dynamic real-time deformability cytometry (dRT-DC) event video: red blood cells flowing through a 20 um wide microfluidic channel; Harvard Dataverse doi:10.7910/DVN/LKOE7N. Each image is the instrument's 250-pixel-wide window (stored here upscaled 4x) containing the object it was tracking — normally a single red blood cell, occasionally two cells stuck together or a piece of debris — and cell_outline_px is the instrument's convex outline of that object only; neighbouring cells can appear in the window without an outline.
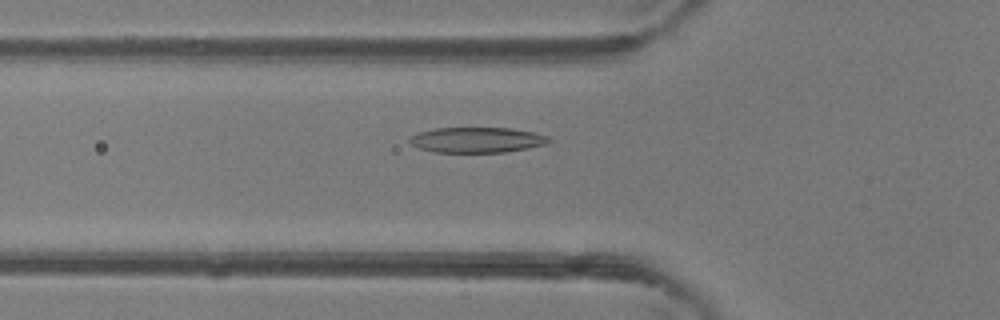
{"species": "common noctule bat (a hibernating species)", "species_latin": "Nyctalus noctula", "temperature_condition": "room temperature", "stored_images_in_passage": 43, "camera_frame_rate_fps": 3000, "um_per_image_px": 0.085, "animal": {"sex": "female"}, "frame": {"image": 1, "passage_image": 12, "time_ms": 3.667, "image_size_px": [1000, 320], "cell_outline_px": [[552, 140], [544, 144], [528, 148], [504, 152], [436, 152], [420, 148], [412, 144], [408, 140], [408, 136], [420, 132], [436, 128], [512, 128], [532, 132], [548, 136]], "centroid_in_image_um": [40.53, 11.89], "position_along_channel_um": 85.3, "area_um2": 20.46}}
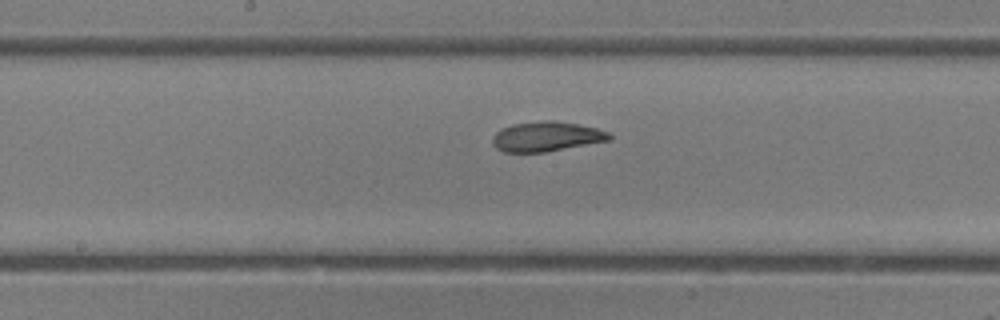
{"frame": {"image": 2, "passage_image": 20, "time_ms": 6.333, "image_size_px": [1000, 320], "cell_outline_px": [[612, 140], [544, 152], [504, 152], [496, 148], [492, 144], [492, 136], [500, 128], [512, 124], [544, 120], [552, 120], [576, 124], [596, 128], [608, 132], [612, 136]], "centroid_in_image_um": [46.42, 11.6], "position_along_channel_um": 201.8, "area_um2": 20.35}}
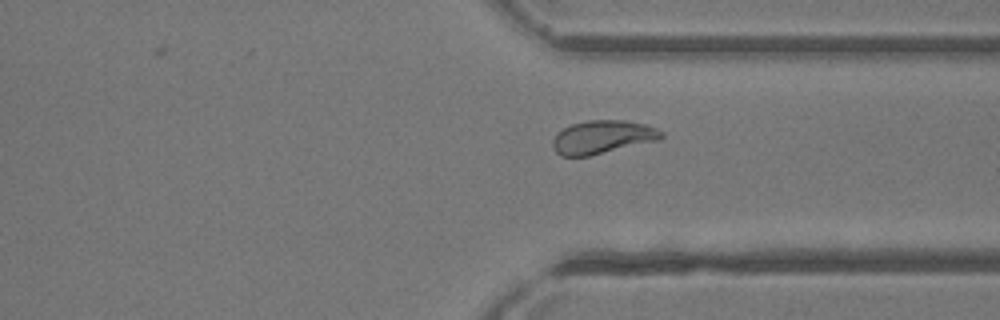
{"frame": {"image": 3, "passage_image": 31, "time_ms": 10.0, "image_size_px": [1000, 320], "cell_outline_px": [[664, 136], [660, 140], [588, 156], [560, 156], [556, 152], [552, 144], [552, 140], [556, 132], [572, 124], [588, 120], [624, 120], [644, 124], [656, 128], [664, 132]], "centroid_in_image_um": [51.21, 11.65], "position_along_channel_um": 360.2, "area_um2": 21.15}, "authors_computed_cell_mechanics": {"area_um2": 21.3282, "velocity_mm_per_s": 4.3316, "shape_relaxation_time_tau1_ms": 3.3631, "shape_relaxation_time_tau2_ms": 1.2899, "deformation_change_tau1": 0.1549, "deformation_change_tau2": 0.0787}}